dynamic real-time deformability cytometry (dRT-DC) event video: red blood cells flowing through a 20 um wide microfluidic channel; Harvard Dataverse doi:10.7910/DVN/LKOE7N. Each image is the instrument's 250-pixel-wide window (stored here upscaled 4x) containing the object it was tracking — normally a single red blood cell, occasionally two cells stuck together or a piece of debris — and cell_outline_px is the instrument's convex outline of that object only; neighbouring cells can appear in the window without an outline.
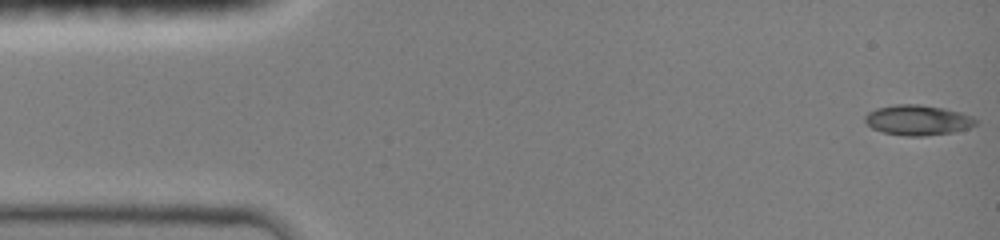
{"species": "common noctule bat (a hibernating species)", "species_latin": "Nyctalus noctula", "temperature_condition": "room temperature", "stored_images_in_passage": 47, "camera_frame_rate_fps": 3000, "um_per_image_px": 0.085, "animal": {"sex": "female", "body_mass_g": 19.0, "forearm_length_mm": 51.5}, "frame": {"image": 1, "passage_image": 1, "time_ms": 0.0, "image_size_px": [1000, 240], "cell_outline_px": [[980, 120], [976, 124], [968, 128], [952, 132], [924, 136], [904, 136], [884, 132], [872, 128], [864, 120], [864, 116], [868, 112], [876, 108], [896, 104], [920, 104], [944, 108], [960, 112], [972, 116]], "centroid_in_image_um": [78.02, 10.2], "position_along_channel_um": 7.0, "area_um2": 19.59}}
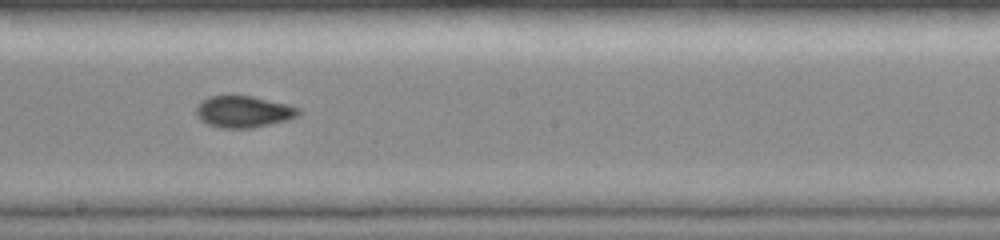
{"frame": {"image": 2, "passage_image": 26, "time_ms": 8.333, "image_size_px": [1000, 240], "cell_outline_px": [[304, 112], [300, 116], [288, 120], [252, 128], [224, 128], [208, 124], [200, 120], [196, 112], [196, 104], [200, 100], [208, 96], [252, 96], [288, 104], [300, 108]], "centroid_in_image_um": [20.73, 9.49], "position_along_channel_um": 227.5, "area_um2": 19.13}}
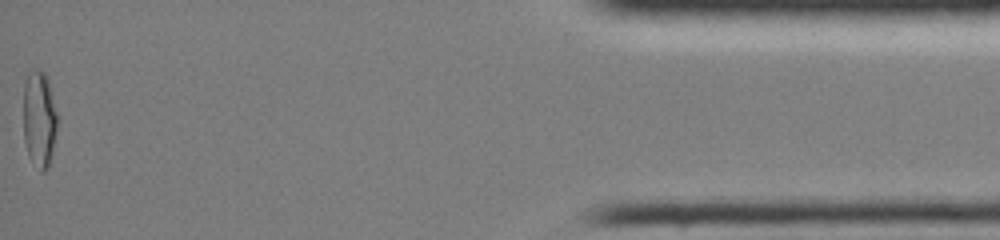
{"frame": {"image": 3, "passage_image": 47, "time_ms": 15.333, "image_size_px": [1000, 240], "cell_outline_px": [[56, 132], [52, 152], [48, 168], [44, 172], [40, 172], [28, 156], [24, 140], [24, 84], [28, 72], [32, 68], [36, 68], [44, 72], [48, 76], [56, 112]], "centroid_in_image_um": [3.33, 10.09], "position_along_channel_um": 431.9, "area_um2": 19.25}}